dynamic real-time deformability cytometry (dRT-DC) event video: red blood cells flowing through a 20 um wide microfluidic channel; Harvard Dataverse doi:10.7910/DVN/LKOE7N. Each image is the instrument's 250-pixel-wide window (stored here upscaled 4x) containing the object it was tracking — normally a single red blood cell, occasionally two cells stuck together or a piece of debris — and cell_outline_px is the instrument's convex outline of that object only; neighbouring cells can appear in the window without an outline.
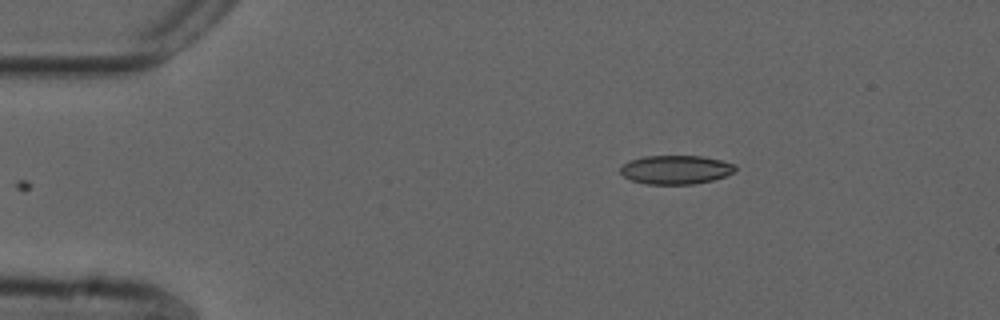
{"species": "common noctule bat (a hibernating species)", "species_latin": "Nyctalus noctula", "temperature_condition": "cold", "stored_images_in_passage": 38, "camera_frame_rate_fps": 3000, "um_per_image_px": 0.085, "animal": {"sex": "male", "forearm_length_mm": 52.5}, "frame": {"image": 1, "passage_image": 1, "time_ms": 0.0, "image_size_px": [1000, 320], "cell_outline_px": [[736, 172], [712, 180], [692, 184], [648, 184], [632, 180], [624, 176], [620, 172], [620, 168], [628, 160], [640, 156], [700, 156], [720, 160], [736, 164]], "centroid_in_image_um": [57.44, 14.41], "position_along_channel_um": 27.6, "area_um2": 19.31}}
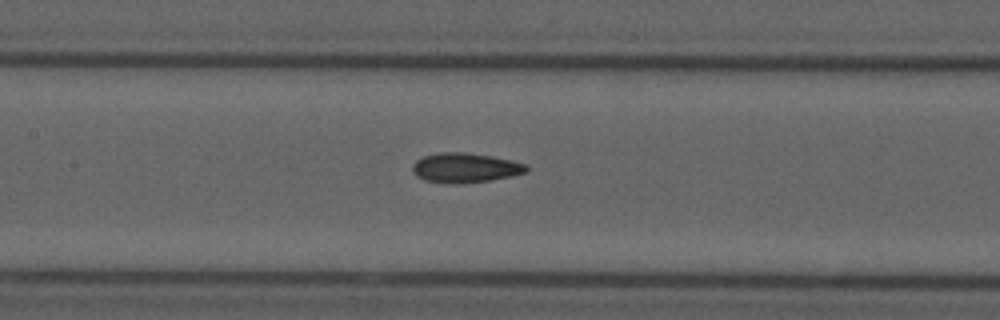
{"frame": {"image": 2, "passage_image": 17, "time_ms": 5.333, "image_size_px": [1000, 320], "cell_outline_px": [[528, 172], [512, 176], [488, 180], [456, 184], [452, 184], [424, 180], [416, 176], [412, 172], [412, 164], [416, 160], [424, 156], [440, 152], [464, 152], [492, 156], [528, 164]], "centroid_in_image_um": [39.53, 14.26], "position_along_channel_um": 167.9, "area_um2": 19.77}}
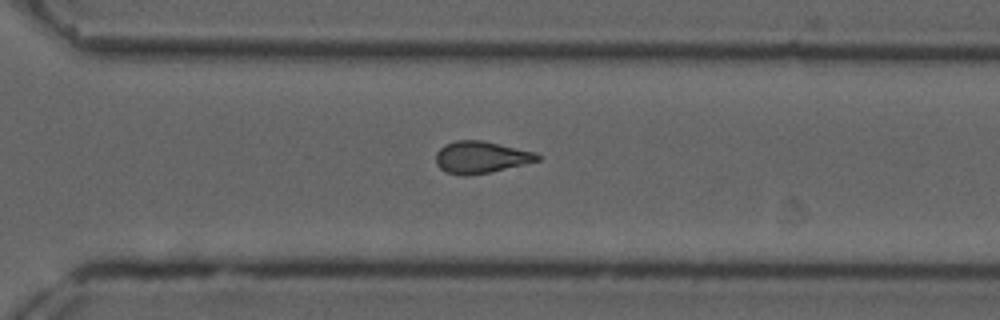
{"frame": {"image": 3, "passage_image": 30, "time_ms": 9.667, "image_size_px": [1000, 320], "cell_outline_px": [[540, 160], [524, 164], [488, 172], [468, 176], [460, 176], [448, 172], [440, 168], [436, 164], [436, 152], [444, 144], [456, 140], [480, 140], [536, 152], [540, 156]], "centroid_in_image_um": [40.85, 13.36], "position_along_channel_um": 329.8, "area_um2": 18.79}, "authors_computed_cell_mechanics": {"area_um2": 18.8139, "velocity_mm_per_s": 3.7513, "shape_relaxation_time_tau1_ms": null, "shape_relaxation_time_tau2_ms": 3.0891, "deformation_change_tau1": null, "deformation_change_tau2": 0.1077}}